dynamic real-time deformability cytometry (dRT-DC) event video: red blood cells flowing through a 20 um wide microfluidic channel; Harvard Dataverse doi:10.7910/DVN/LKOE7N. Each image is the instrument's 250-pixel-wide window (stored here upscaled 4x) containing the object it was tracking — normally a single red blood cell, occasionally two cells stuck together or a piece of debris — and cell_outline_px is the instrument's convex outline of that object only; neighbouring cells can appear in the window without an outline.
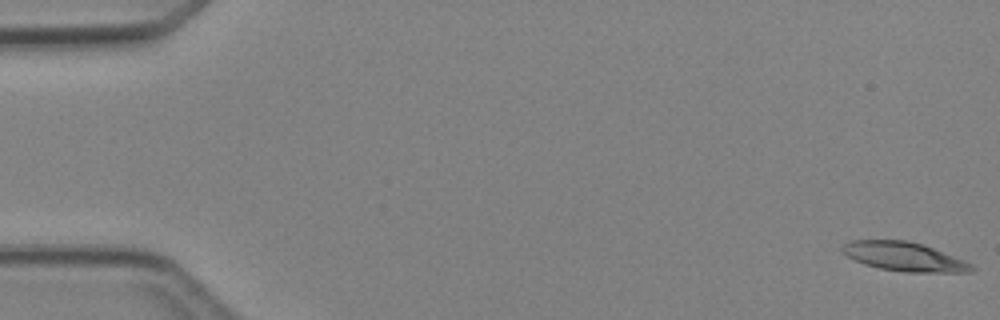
{"species": "Egyptian fruit bat (a non-hibernating species)", "species_latin": "Rousettus aegyptiacus", "temperature_condition": "cold", "stored_images_in_passage": 5, "camera_frame_rate_fps": 3000, "um_per_image_px": 0.085, "animal": {"sex": "female"}, "frame": {"image": 1, "passage_image": 1, "time_ms": 0.0, "image_size_px": [1000, 320], "cell_outline_px": [[976, 268], [972, 272], [904, 272], [880, 268], [864, 264], [848, 256], [840, 248], [848, 240], [908, 240], [924, 244], [964, 260], [972, 264]], "centroid_in_image_um": [76.88, 21.8], "position_along_channel_um": 8.1, "area_um2": 21.85}}